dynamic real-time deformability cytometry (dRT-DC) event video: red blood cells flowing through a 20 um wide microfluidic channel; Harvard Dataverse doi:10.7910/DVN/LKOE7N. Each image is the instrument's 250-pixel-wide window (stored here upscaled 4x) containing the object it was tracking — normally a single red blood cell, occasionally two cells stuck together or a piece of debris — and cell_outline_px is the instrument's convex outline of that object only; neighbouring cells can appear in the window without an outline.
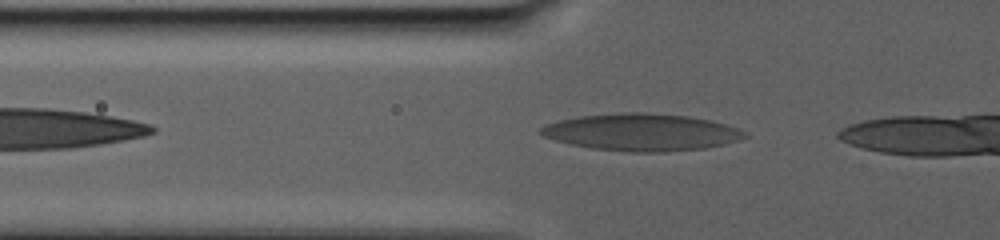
{"species": "human", "species_latin": "Homo sapiens", "temperature_condition": "warm", "stored_images_in_passage": 38, "camera_frame_rate_fps": 3000, "um_per_image_px": 0.085, "donor": {"sex": "male"}, "frame": {"image": 1, "passage_image": 3, "time_ms": 0.667, "image_size_px": [1000, 240], "cell_outline_px": [[748, 136], [736, 140], [704, 148], [664, 152], [632, 152], [592, 148], [572, 144], [556, 140], [544, 136], [536, 132], [540, 128], [548, 124], [560, 120], [580, 116], [620, 112], [648, 112], [688, 116], [708, 120], [724, 124], [748, 132]], "centroid_in_image_um": [54.51, 11.23], "position_along_channel_um": 71.3, "area_um2": 43.75}}
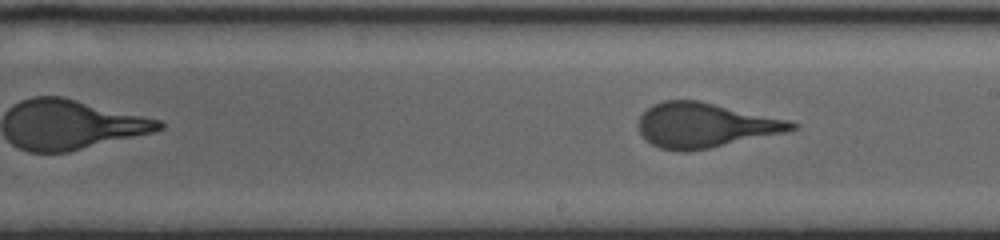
{"frame": {"image": 2, "passage_image": 18, "time_ms": 7.667, "image_size_px": [1000, 240], "cell_outline_px": [[800, 124], [796, 128], [780, 132], [708, 148], [684, 152], [680, 152], [660, 148], [652, 144], [640, 132], [640, 116], [652, 104], [664, 100], [700, 100], [788, 120]], "centroid_in_image_um": [59.88, 10.62], "position_along_channel_um": 229.1, "area_um2": 39.07}}
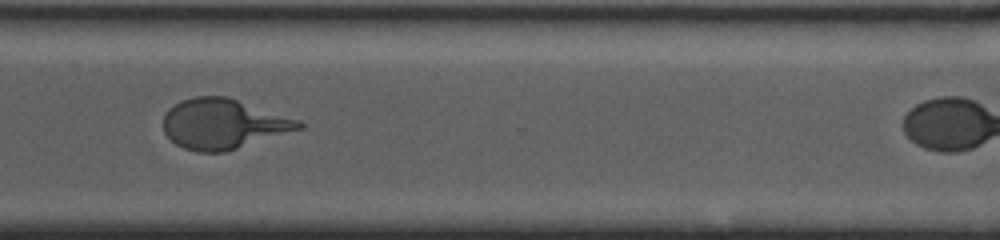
{"frame": {"image": 3, "passage_image": 30, "time_ms": 13.0, "image_size_px": [1000, 240], "cell_outline_px": [[304, 128], [224, 152], [196, 152], [184, 148], [176, 144], [164, 132], [164, 112], [168, 108], [180, 100], [196, 96], [228, 96], [300, 120], [304, 124]], "centroid_in_image_um": [18.97, 10.52], "position_along_channel_um": 351.6, "area_um2": 39.65}}